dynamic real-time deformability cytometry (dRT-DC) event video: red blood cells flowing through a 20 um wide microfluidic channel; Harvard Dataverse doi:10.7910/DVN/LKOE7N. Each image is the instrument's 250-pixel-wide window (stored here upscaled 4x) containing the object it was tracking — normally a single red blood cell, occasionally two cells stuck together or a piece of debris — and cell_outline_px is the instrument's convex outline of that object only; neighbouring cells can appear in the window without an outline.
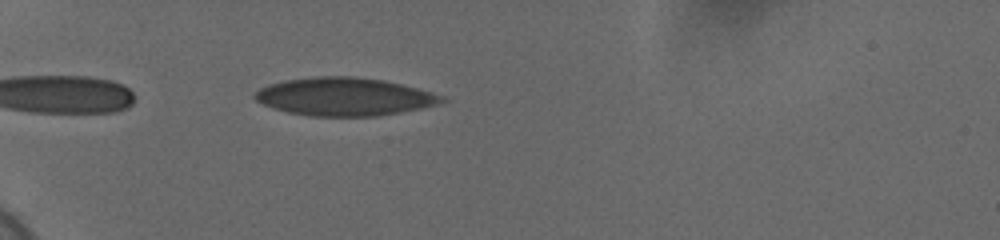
{"species": "human", "species_latin": "Homo sapiens", "temperature_condition": "cold", "stored_images_in_passage": 37, "camera_frame_rate_fps": 3000, "um_per_image_px": 0.085, "donor": {"sex": "female"}, "frame": {"image": 1, "passage_image": 4, "time_ms": 1.0, "image_size_px": [1000, 240], "cell_outline_px": [[448, 100], [440, 104], [400, 112], [376, 116], [312, 116], [288, 112], [272, 108], [256, 100], [252, 96], [260, 88], [268, 84], [288, 80], [316, 76], [352, 76], [384, 80], [432, 92], [444, 96]], "centroid_in_image_um": [29.28, 8.22], "position_along_channel_um": 55.7, "area_um2": 41.33}}
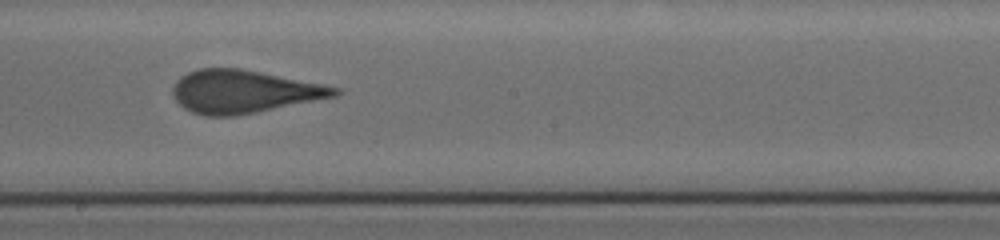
{"frame": {"image": 2, "passage_image": 20, "time_ms": 6.333, "image_size_px": [1000, 240], "cell_outline_px": [[340, 92], [336, 96], [256, 112], [232, 116], [204, 116], [192, 112], [184, 108], [172, 96], [172, 88], [176, 80], [180, 76], [188, 72], [200, 68], [240, 68], [324, 84], [340, 88]], "centroid_in_image_um": [20.68, 7.78], "position_along_channel_um": 227.5, "area_um2": 40.4}}
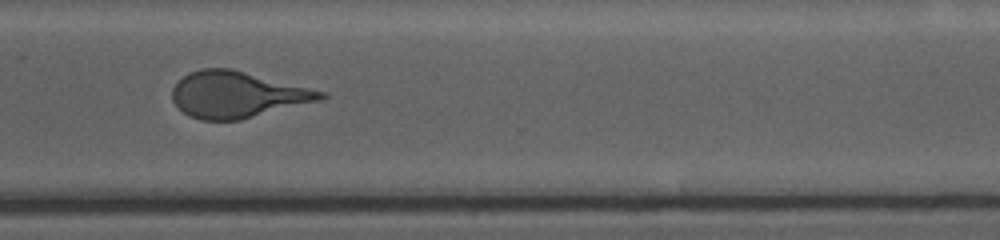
{"frame": {"image": 3, "passage_image": 30, "time_ms": 9.667, "image_size_px": [1000, 240], "cell_outline_px": [[328, 96], [320, 100], [240, 120], [200, 120], [188, 116], [172, 100], [172, 88], [188, 72], [200, 68], [232, 68], [324, 92]], "centroid_in_image_um": [20.12, 8.04], "position_along_channel_um": 350.5, "area_um2": 39.71}, "authors_computed_cell_mechanics": {"area_um2": 40.5756, "velocity_mm_per_s": 3.7039, "shape_relaxation_time_tau1_ms": 5.1852, "shape_relaxation_time_tau2_ms": 0.7502, "deformation_change_tau1": 0.1797, "deformation_change_tau2": 0.0856}}